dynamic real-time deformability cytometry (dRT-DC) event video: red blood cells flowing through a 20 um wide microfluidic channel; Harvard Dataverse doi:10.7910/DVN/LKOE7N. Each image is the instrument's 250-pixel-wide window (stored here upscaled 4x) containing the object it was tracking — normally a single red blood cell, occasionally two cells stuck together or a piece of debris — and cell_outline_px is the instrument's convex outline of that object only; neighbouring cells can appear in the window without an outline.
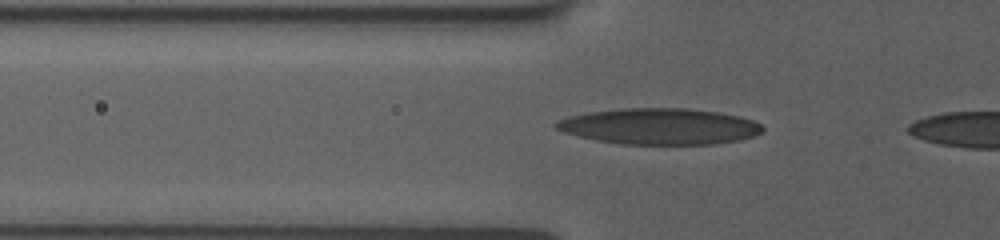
{"species": "human", "species_latin": "Homo sapiens", "temperature_condition": "room temperature", "stored_images_in_passage": 6, "camera_frame_rate_fps": 3000, "um_per_image_px": 0.085, "donor": {"sex": "female"}, "frame": {"image": 1, "passage_image": 3, "time_ms": 0.667, "image_size_px": [1000, 240], "cell_outline_px": [[764, 128], [760, 132], [752, 136], [736, 140], [712, 144], [620, 144], [596, 140], [564, 132], [556, 128], [552, 124], [560, 120], [572, 116], [592, 112], [624, 108], [688, 108], [716, 112], [740, 116], [752, 120], [760, 124]], "centroid_in_image_um": [56.07, 10.74], "position_along_channel_um": 69.7, "area_um2": 42.95}}